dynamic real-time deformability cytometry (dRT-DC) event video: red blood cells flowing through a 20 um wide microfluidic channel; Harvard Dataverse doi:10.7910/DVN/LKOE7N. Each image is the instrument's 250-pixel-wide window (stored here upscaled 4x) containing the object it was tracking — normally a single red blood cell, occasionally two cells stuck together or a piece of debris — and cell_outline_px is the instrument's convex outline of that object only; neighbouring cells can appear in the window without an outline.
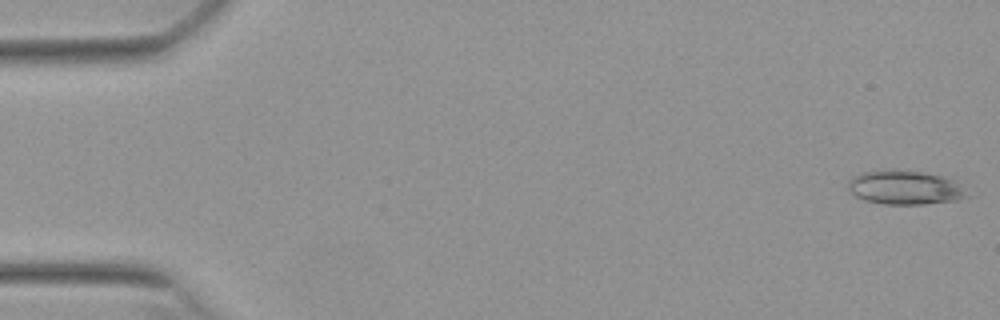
{"species": "Egyptian fruit bat (a non-hibernating species)", "species_latin": "Rousettus aegyptiacus", "temperature_condition": "warm", "stored_images_in_passage": 26, "camera_frame_rate_fps": 3000, "um_per_image_px": 0.085, "animal": {"sex": "female"}, "frame": {"image": 1, "passage_image": 1, "time_ms": 0.0, "image_size_px": [1000, 320], "cell_outline_px": [[972, 196], [956, 200], [924, 204], [884, 204], [864, 200], [856, 196], [848, 188], [848, 184], [852, 176], [860, 172], [892, 168], [908, 168], [940, 176], [952, 180]], "centroid_in_image_um": [76.89, 15.91], "position_along_channel_um": 8.1, "area_um2": 23.93}}
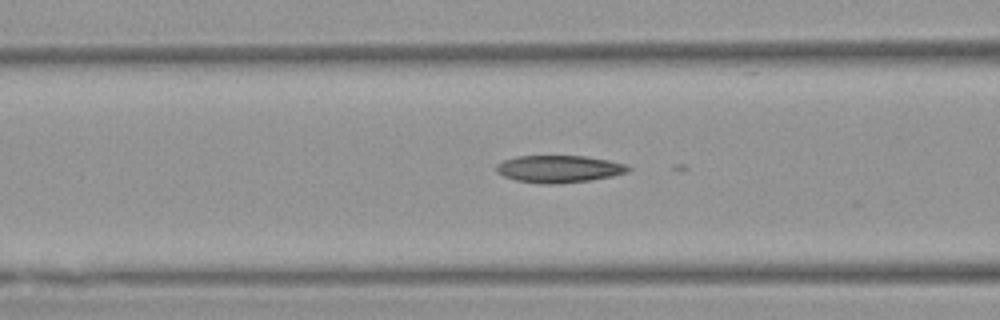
{"frame": {"image": 2, "passage_image": 21, "time_ms": 6.667, "image_size_px": [1000, 320], "cell_outline_px": [[632, 168], [628, 172], [612, 176], [592, 180], [552, 184], [540, 184], [516, 180], [504, 176], [496, 172], [496, 164], [504, 160], [516, 156], [584, 156], [608, 160], [628, 164]], "centroid_in_image_um": [47.53, 14.36], "position_along_channel_um": 119.1, "area_um2": 21.04}}
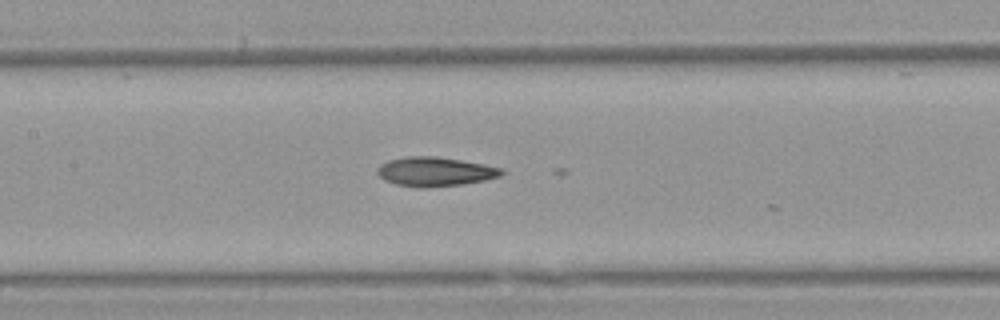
{"frame": {"image": 3, "passage_image": 25, "time_ms": 8.0, "image_size_px": [1000, 320], "cell_outline_px": [[504, 172], [500, 176], [484, 180], [464, 184], [424, 188], [420, 188], [396, 184], [384, 180], [376, 172], [376, 168], [380, 164], [388, 160], [404, 156], [436, 156], [484, 164], [504, 168]], "centroid_in_image_um": [36.96, 14.58], "position_along_channel_um": 170.4, "area_um2": 21.33}}